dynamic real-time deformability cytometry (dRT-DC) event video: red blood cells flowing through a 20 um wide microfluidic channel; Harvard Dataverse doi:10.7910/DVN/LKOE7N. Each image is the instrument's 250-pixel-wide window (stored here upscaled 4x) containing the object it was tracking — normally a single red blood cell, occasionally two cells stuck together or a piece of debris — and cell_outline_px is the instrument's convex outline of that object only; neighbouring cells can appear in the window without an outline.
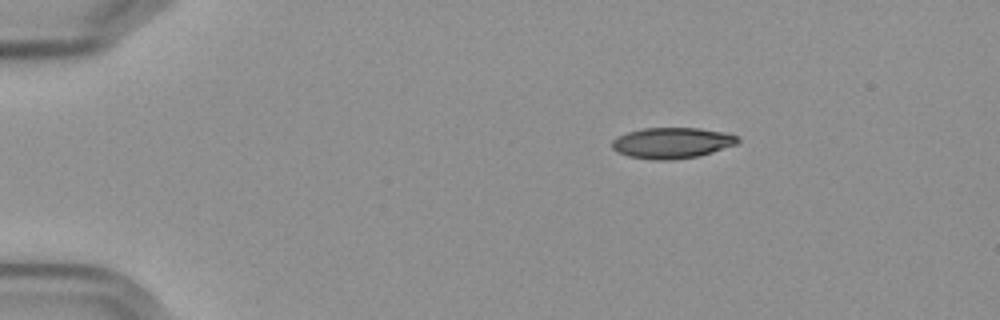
{"species": "Egyptian fruit bat (a non-hibernating species)", "species_latin": "Rousettus aegyptiacus", "temperature_condition": "cold", "stored_images_in_passage": 48, "camera_frame_rate_fps": 3000, "um_per_image_px": 0.085, "frame": {"image": 1, "passage_image": 1, "time_ms": 0.0, "image_size_px": [1000, 320], "cell_outline_px": [[740, 140], [736, 144], [700, 156], [668, 160], [656, 160], [628, 156], [616, 152], [612, 148], [612, 140], [616, 136], [628, 132], [644, 128], [700, 128], [720, 132], [736, 136]], "centroid_in_image_um": [57.07, 12.15], "position_along_channel_um": 27.9, "area_um2": 22.48}}
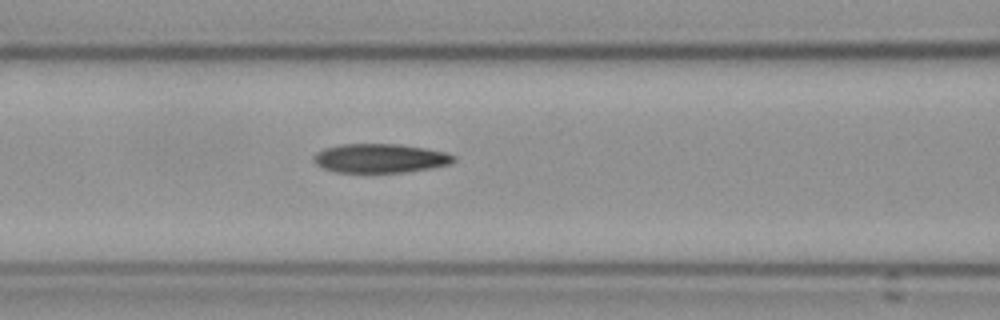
{"frame": {"image": 2, "passage_image": 16, "time_ms": 5.0, "image_size_px": [1000, 320], "cell_outline_px": [[456, 160], [448, 164], [428, 168], [404, 172], [336, 172], [324, 168], [316, 164], [312, 160], [312, 156], [316, 152], [324, 148], [340, 144], [400, 144], [424, 148], [444, 152], [456, 156]], "centroid_in_image_um": [32.26, 13.44], "position_along_channel_um": 134.3, "area_um2": 23.58}}
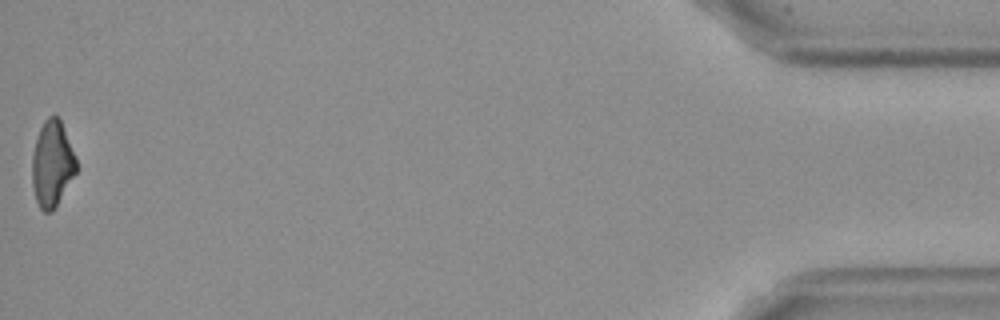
{"frame": {"image": 3, "passage_image": 48, "time_ms": 15.667, "image_size_px": [1000, 320], "cell_outline_px": [[76, 172], [52, 212], [44, 212], [40, 208], [36, 200], [32, 184], [32, 156], [36, 140], [40, 128], [44, 120], [48, 116], [60, 116], [76, 156]], "centroid_in_image_um": [4.43, 13.89], "position_along_channel_um": 430.8, "area_um2": 22.14}, "authors_computed_cell_mechanics": {"area_um2": 23.7558, "velocity_mm_per_s": 3.6004, "shape_relaxation_time_tau1_ms": 10.7052, "shape_relaxation_time_tau2_ms": 5.1406, "deformation_change_tau1": 0.222, "deformation_change_tau2": 0.129}}